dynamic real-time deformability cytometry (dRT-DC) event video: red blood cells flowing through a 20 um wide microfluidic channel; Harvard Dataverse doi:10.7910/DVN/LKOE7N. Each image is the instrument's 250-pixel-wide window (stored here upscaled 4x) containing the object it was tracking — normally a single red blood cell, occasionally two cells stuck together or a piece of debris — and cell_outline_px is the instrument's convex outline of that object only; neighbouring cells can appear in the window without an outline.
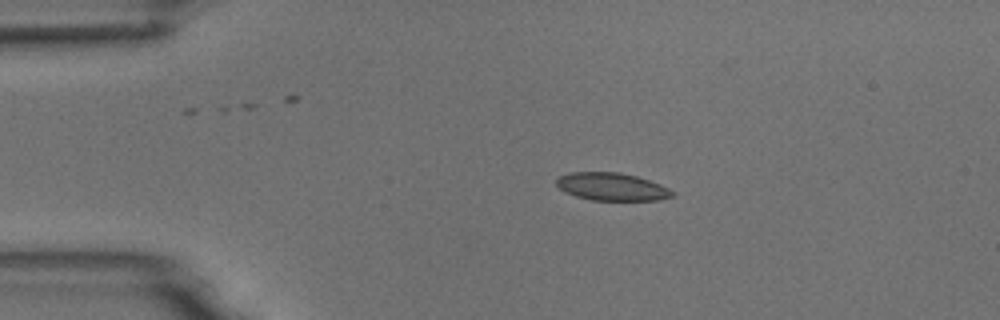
{"species": "common noctule bat (a hibernating species)", "species_latin": "Nyctalus noctula", "temperature_condition": "room temperature", "stored_images_in_passage": 6, "camera_frame_rate_fps": 3000, "um_per_image_px": 0.085, "animal": {"sex": "male", "body_mass_g": 18.8}, "frame": {"image": 1, "passage_image": 3, "time_ms": 2.333, "image_size_px": [1000, 320], "cell_outline_px": [[676, 192], [672, 196], [660, 200], [592, 200], [576, 196], [564, 192], [556, 184], [556, 180], [560, 176], [572, 172], [620, 172], [636, 176], [660, 184]], "centroid_in_image_um": [52.01, 15.87], "position_along_channel_um": 33.0, "area_um2": 18.67}}
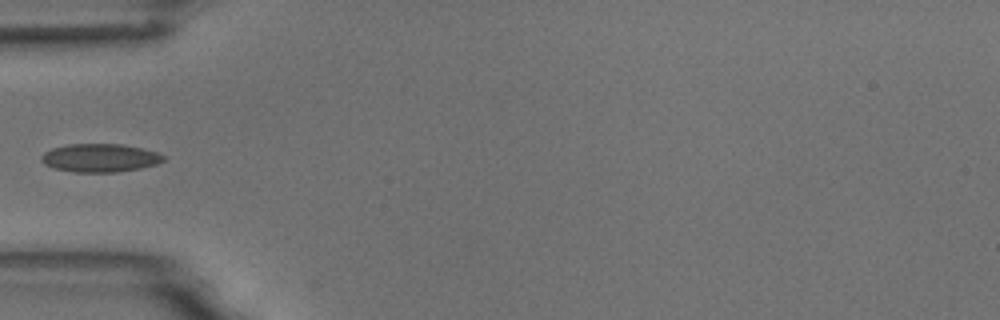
{"frame": {"image": 2, "passage_image": 5, "time_ms": 4.667, "image_size_px": [1000, 320], "cell_outline_px": [[164, 160], [156, 164], [140, 168], [116, 172], [72, 172], [56, 168], [44, 164], [40, 160], [40, 156], [44, 152], [52, 148], [68, 144], [120, 144], [140, 148], [156, 152], [164, 156]], "centroid_in_image_um": [8.45, 13.42], "position_along_channel_um": 76.5, "area_um2": 20.0}}